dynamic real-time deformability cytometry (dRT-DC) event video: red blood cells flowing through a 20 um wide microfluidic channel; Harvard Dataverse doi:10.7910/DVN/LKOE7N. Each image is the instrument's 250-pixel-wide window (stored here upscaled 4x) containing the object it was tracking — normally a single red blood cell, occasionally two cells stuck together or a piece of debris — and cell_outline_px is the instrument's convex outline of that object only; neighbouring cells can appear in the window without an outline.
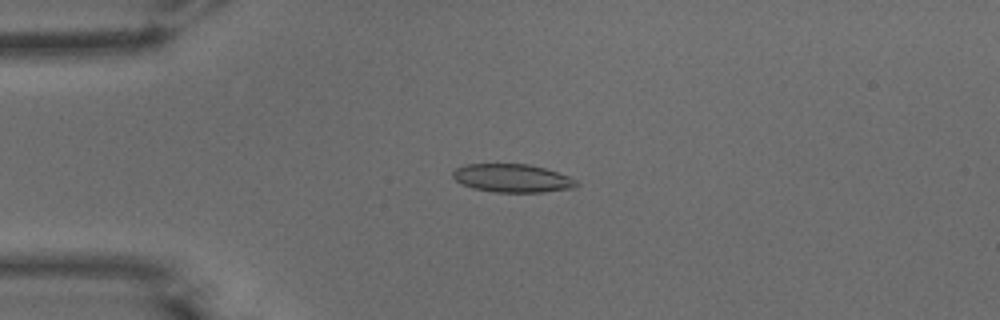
{"species": "common noctule bat (a hibernating species)", "species_latin": "Nyctalus noctula", "temperature_condition": "warm", "stored_images_in_passage": 52, "camera_frame_rate_fps": 3000, "um_per_image_px": 0.085, "animal": {"sex": "male", "body_mass_g": 15.6}, "frame": {"image": 1, "passage_image": 13, "time_ms": 4.0, "image_size_px": [1000, 320], "cell_outline_px": [[580, 184], [576, 188], [544, 192], [496, 192], [472, 188], [460, 184], [452, 176], [452, 172], [456, 168], [464, 164], [528, 164], [544, 168], [568, 176], [576, 180]], "centroid_in_image_um": [43.54, 15.15], "position_along_channel_um": 41.5, "area_um2": 20.46}}
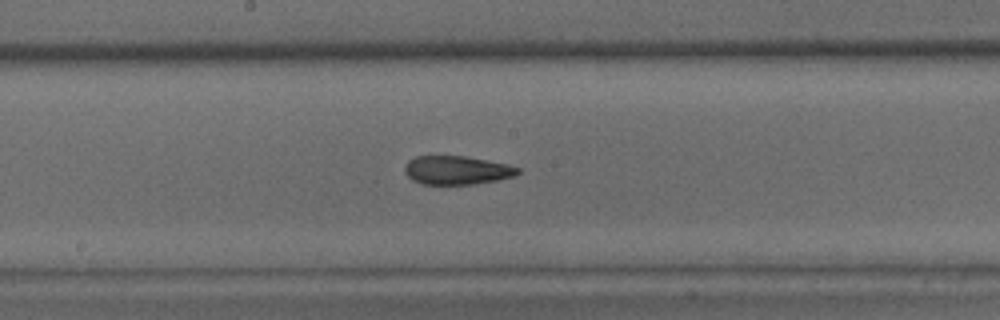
{"frame": {"image": 2, "passage_image": 28, "time_ms": 9.0, "image_size_px": [1000, 320], "cell_outline_px": [[520, 172], [516, 176], [496, 180], [472, 184], [420, 184], [412, 180], [404, 172], [404, 168], [408, 160], [416, 156], [464, 156], [508, 164], [520, 168]], "centroid_in_image_um": [38.82, 14.47], "position_along_channel_um": 209.4, "area_um2": 18.9}}
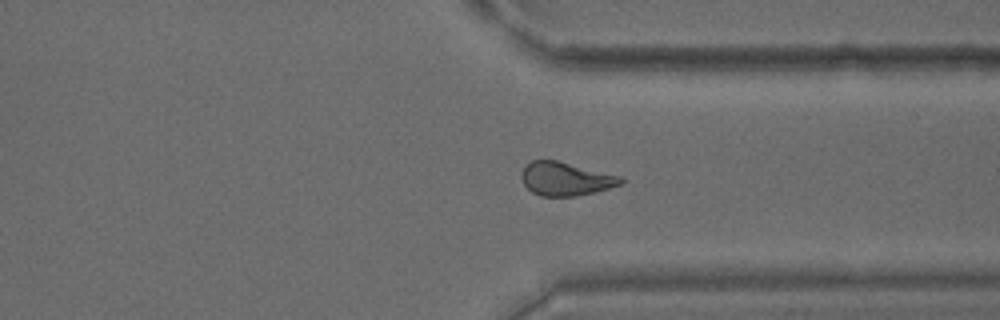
{"frame": {"image": 3, "passage_image": 40, "time_ms": 13.0, "image_size_px": [1000, 320], "cell_outline_px": [[624, 180], [620, 184], [608, 188], [576, 196], [540, 196], [532, 192], [524, 184], [520, 176], [520, 172], [532, 160], [556, 160], [620, 176]], "centroid_in_image_um": [48.03, 15.2], "position_along_channel_um": 363.4, "area_um2": 19.07}, "authors_computed_cell_mechanics": {"area_um2": 20.0855, "velocity_mm_per_s": 3.8567, "shape_relaxation_time_tau1_ms": 10.8836, "shape_relaxation_time_tau2_ms": 1.5754, "deformation_change_tau1": 0.2719, "deformation_change_tau2": 0.0914}}